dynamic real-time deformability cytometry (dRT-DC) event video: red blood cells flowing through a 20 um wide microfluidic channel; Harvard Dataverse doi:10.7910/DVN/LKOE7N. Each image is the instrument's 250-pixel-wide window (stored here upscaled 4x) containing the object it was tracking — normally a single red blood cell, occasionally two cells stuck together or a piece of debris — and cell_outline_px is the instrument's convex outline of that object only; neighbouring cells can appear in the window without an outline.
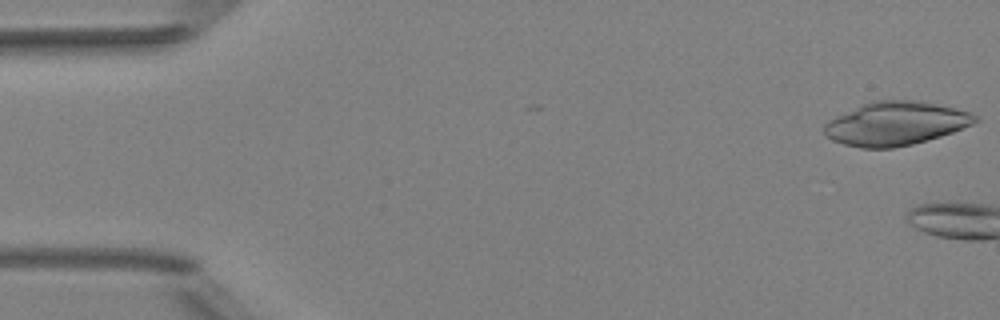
{"species": "Egyptian fruit bat (a non-hibernating species)", "species_latin": "Rousettus aegyptiacus", "temperature_condition": "room temperature", "stored_images_in_passage": 2, "camera_frame_rate_fps": 3000, "um_per_image_px": 0.085, "animal": {"sex": "female"}, "frame": {"image": 1, "passage_image": 1, "time_ms": 0.0, "image_size_px": [1000, 320], "cell_outline_px": [[980, 120], [972, 124], [952, 132], [940, 136], [912, 144], [892, 148], [860, 148], [844, 144], [832, 140], [824, 132], [824, 124], [828, 120], [836, 116], [872, 100], [920, 100], [956, 108], [972, 112], [980, 116]], "centroid_in_image_um": [76.16, 10.49], "position_along_channel_um": 8.8, "area_um2": 38.38}}